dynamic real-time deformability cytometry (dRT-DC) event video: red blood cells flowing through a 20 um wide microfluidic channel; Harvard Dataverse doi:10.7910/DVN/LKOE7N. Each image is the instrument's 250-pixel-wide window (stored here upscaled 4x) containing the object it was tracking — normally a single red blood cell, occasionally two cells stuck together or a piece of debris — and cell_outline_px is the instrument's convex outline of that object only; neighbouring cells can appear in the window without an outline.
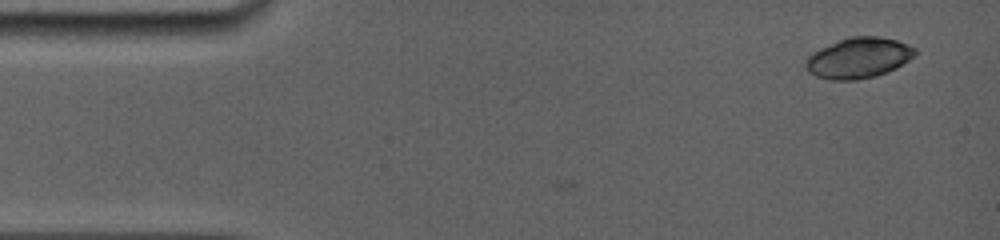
{"species": "common noctule bat (a hibernating species)", "species_latin": "Nyctalus noctula", "temperature_condition": "room temperature", "stored_images_in_passage": 2, "camera_frame_rate_fps": 5000, "um_per_image_px": 0.085, "animal": {"sex": "female", "body_mass_g": 19.0, "forearm_length_mm": 56.7}, "frame": {"image": 1, "passage_image": 2, "time_ms": 0.2, "image_size_px": [1000, 240], "cell_outline_px": [[916, 56], [896, 68], [876, 76], [856, 80], [828, 80], [816, 76], [808, 72], [804, 64], [804, 60], [812, 52], [820, 48], [848, 36], [876, 36], [896, 40], [908, 44], [916, 48]], "centroid_in_image_um": [72.96, 4.92], "position_along_channel_um": 12.0, "area_um2": 26.13}}